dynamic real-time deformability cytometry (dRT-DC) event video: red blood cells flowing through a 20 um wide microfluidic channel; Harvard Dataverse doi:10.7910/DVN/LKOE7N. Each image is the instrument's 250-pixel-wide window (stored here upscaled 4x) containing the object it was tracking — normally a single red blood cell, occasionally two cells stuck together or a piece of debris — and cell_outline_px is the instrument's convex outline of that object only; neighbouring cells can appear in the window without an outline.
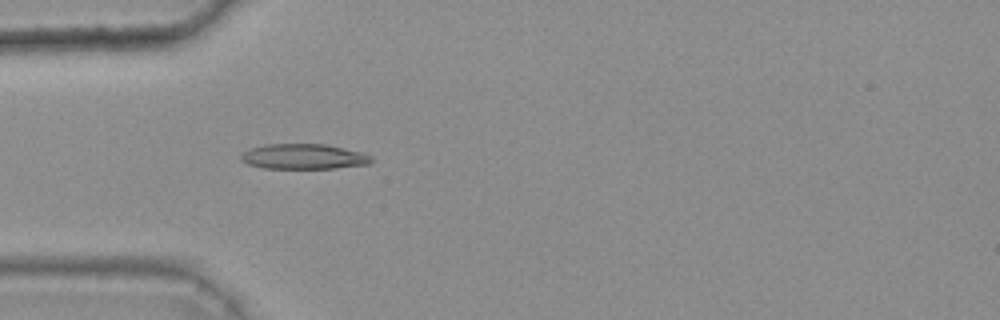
{"species": "common noctule bat (a hibernating species)", "species_latin": "Nyctalus noctula", "temperature_condition": "warm", "stored_images_in_passage": 41, "camera_frame_rate_fps": 3000, "um_per_image_px": 0.085, "animal": {"sex": "female", "body_mass_g": 25.1}, "frame": {"image": 1, "passage_image": 15, "time_ms": 4.667, "image_size_px": [1000, 320], "cell_outline_px": [[372, 160], [368, 164], [336, 168], [264, 168], [248, 164], [240, 160], [240, 156], [248, 148], [268, 144], [324, 144], [360, 152], [372, 156]], "centroid_in_image_um": [25.77, 13.31], "position_along_channel_um": 59.2, "area_um2": 19.02}}
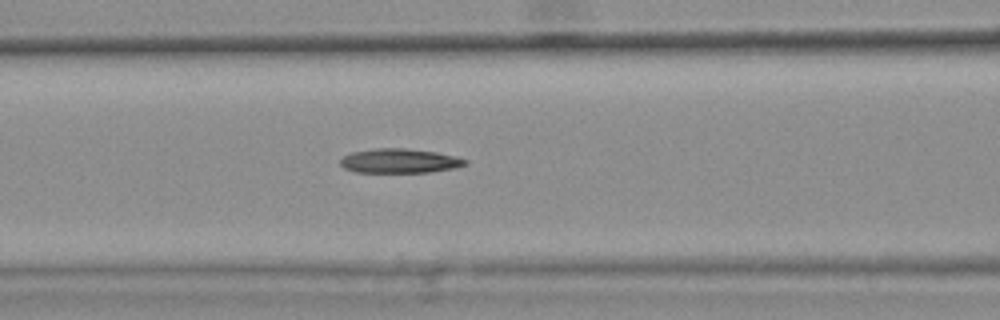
{"frame": {"image": 2, "passage_image": 21, "time_ms": 6.667, "image_size_px": [1000, 320], "cell_outline_px": [[468, 164], [456, 168], [428, 172], [356, 172], [344, 168], [340, 164], [340, 160], [344, 156], [352, 152], [376, 148], [404, 148], [436, 152], [456, 156], [468, 160]], "centroid_in_image_um": [33.99, 13.67], "position_along_channel_um": 132.6, "area_um2": 17.74}}
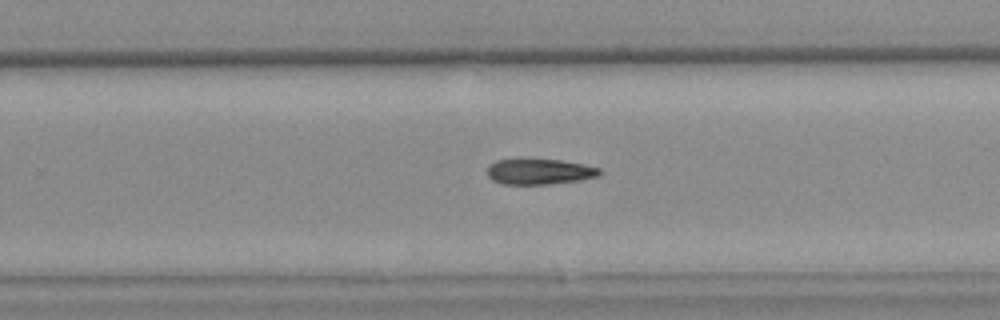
{"frame": {"image": 3, "passage_image": 33, "time_ms": 10.667, "image_size_px": [1000, 320], "cell_outline_px": [[604, 172], [600, 176], [580, 180], [548, 184], [504, 184], [492, 180], [488, 176], [488, 164], [496, 160], [520, 156], [560, 160], [600, 168]], "centroid_in_image_um": [45.81, 14.54], "position_along_channel_um": 284.0, "area_um2": 17.51}, "authors_computed_cell_mechanics": {"area_um2": 18.3804, "velocity_mm_per_s": 3.7951, "shape_relaxation_time_tau1_ms": 8.227, "shape_relaxation_time_tau2_ms": null, "deformation_change_tau1": 0.1372, "deformation_change_tau2": null}}